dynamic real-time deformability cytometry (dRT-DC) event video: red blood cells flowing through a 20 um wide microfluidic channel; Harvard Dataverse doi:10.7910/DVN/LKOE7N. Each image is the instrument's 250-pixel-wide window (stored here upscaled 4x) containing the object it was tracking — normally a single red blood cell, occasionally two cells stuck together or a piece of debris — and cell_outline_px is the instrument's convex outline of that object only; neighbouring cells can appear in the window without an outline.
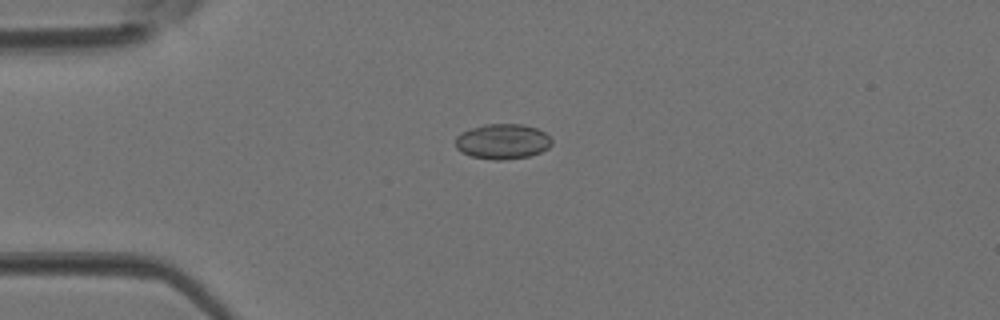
{"species": "Egyptian fruit bat (a non-hibernating species)", "species_latin": "Rousettus aegyptiacus", "temperature_condition": "room temperature", "stored_images_in_passage": 43, "camera_frame_rate_fps": 3000, "um_per_image_px": 0.085, "animal": {"sex": "female"}, "frame": {"image": 1, "passage_image": 11, "time_ms": 3.333, "image_size_px": [1000, 320], "cell_outline_px": [[552, 144], [548, 148], [540, 152], [528, 156], [504, 160], [492, 160], [472, 156], [460, 152], [456, 148], [456, 136], [460, 132], [484, 124], [524, 124], [536, 128], [544, 132], [552, 140]], "centroid_in_image_um": [42.7, 12.02], "position_along_channel_um": 42.3, "area_um2": 19.83}}
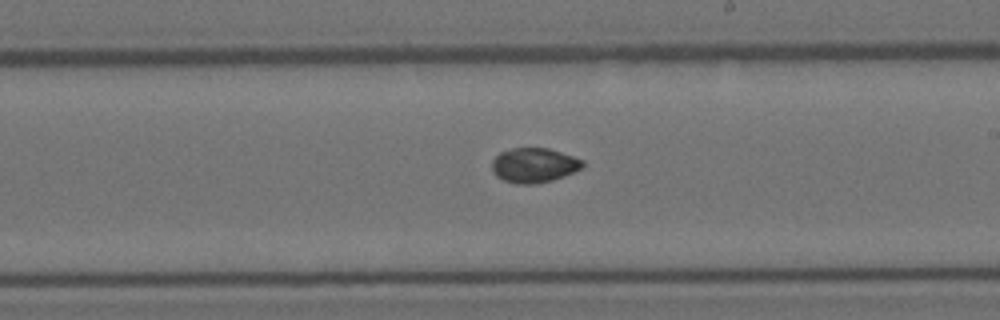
{"frame": {"image": 2, "passage_image": 25, "time_ms": 8.0, "image_size_px": [1000, 320], "cell_outline_px": [[584, 164], [580, 168], [564, 176], [552, 180], [536, 184], [516, 184], [504, 180], [496, 176], [492, 172], [492, 160], [500, 152], [512, 148], [548, 148], [584, 160]], "centroid_in_image_um": [45.36, 14.05], "position_along_channel_um": 243.6, "area_um2": 18.26}}
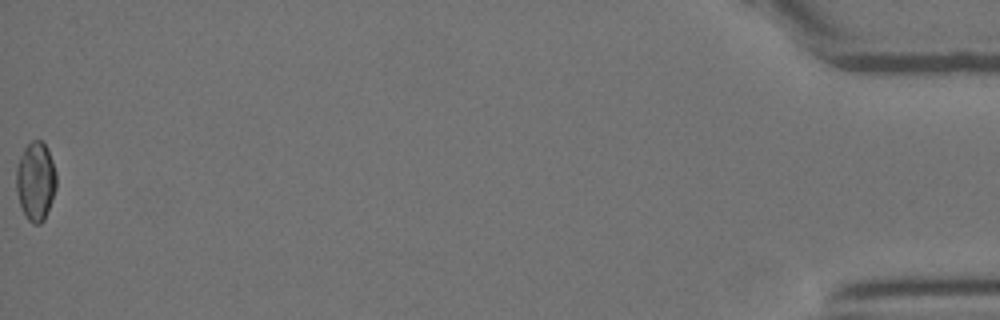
{"frame": {"image": 3, "passage_image": 43, "time_ms": 14.0, "image_size_px": [1000, 320], "cell_outline_px": [[56, 188], [52, 200], [44, 220], [40, 224], [32, 224], [28, 220], [20, 204], [16, 192], [16, 168], [20, 156], [24, 148], [32, 140], [40, 140], [48, 148], [56, 172]], "centroid_in_image_um": [3.03, 15.4], "position_along_channel_um": 432.2, "area_um2": 18.44}}